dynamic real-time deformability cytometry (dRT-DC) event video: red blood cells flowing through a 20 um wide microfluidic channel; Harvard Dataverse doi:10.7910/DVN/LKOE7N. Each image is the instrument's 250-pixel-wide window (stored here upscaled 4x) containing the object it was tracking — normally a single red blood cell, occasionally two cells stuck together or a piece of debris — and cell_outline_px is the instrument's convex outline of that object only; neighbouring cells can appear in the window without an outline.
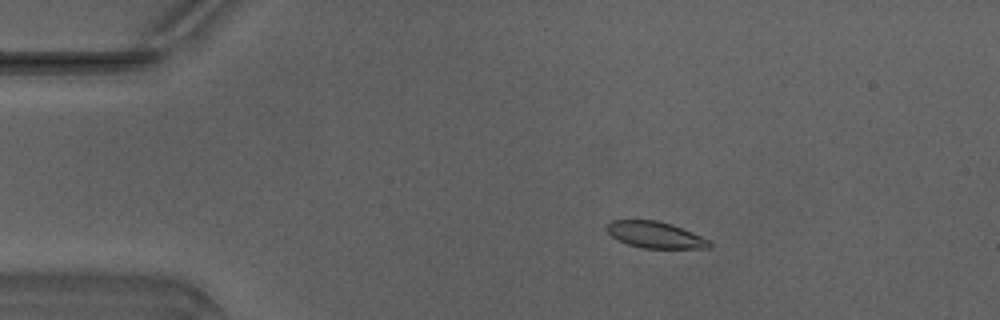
{"species": "Egyptian fruit bat (a non-hibernating species)", "species_latin": "Rousettus aegyptiacus", "temperature_condition": "warm", "stored_images_in_passage": 41, "camera_frame_rate_fps": 3000, "um_per_image_px": 0.085, "animal": {"sex": "male"}, "frame": {"image": 1, "passage_image": 1, "time_ms": 0.0, "image_size_px": [1000, 320], "cell_outline_px": [[712, 244], [708, 248], [640, 248], [628, 244], [612, 236], [608, 232], [608, 224], [612, 220], [656, 220], [672, 224], [712, 240]], "centroid_in_image_um": [55.75, 19.96], "position_along_channel_um": 29.2, "area_um2": 15.72}}
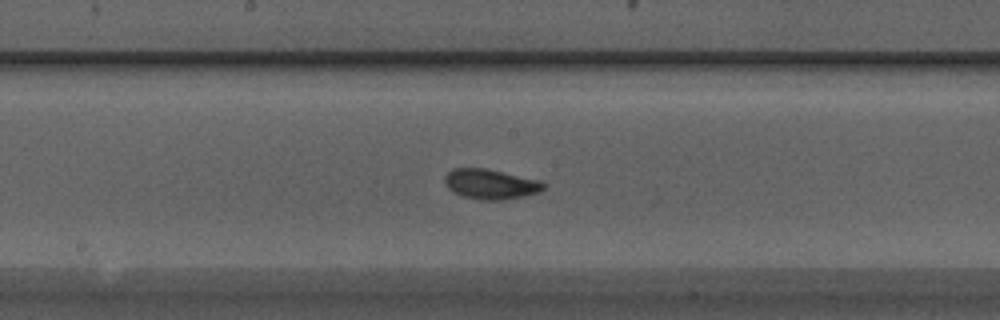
{"frame": {"image": 2, "passage_image": 18, "time_ms": 5.667, "image_size_px": [1000, 320], "cell_outline_px": [[548, 184], [540, 192], [524, 196], [500, 200], [480, 200], [464, 196], [448, 188], [444, 184], [444, 176], [452, 168], [488, 168], [540, 180]], "centroid_in_image_um": [41.73, 15.63], "position_along_channel_um": 206.5, "area_um2": 17.46}}
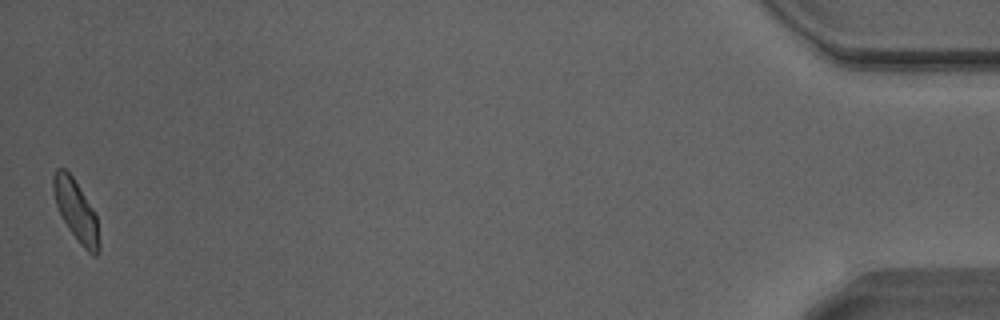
{"frame": {"image": 3, "passage_image": 41, "time_ms": 13.333, "image_size_px": [1000, 320], "cell_outline_px": [[100, 252], [96, 256], [92, 256], [80, 244], [68, 228], [56, 204], [52, 188], [52, 176], [56, 168], [64, 168], [72, 176], [92, 208], [96, 216], [100, 244]], "centroid_in_image_um": [6.47, 17.93], "position_along_channel_um": 428.7, "area_um2": 16.13}, "authors_computed_cell_mechanics": {"area_um2": 16.3574, "velocity_mm_per_s": 4.1688, "shape_relaxation_time_tau1_ms": 1.3006, "shape_relaxation_time_tau2_ms": 3.2548, "deformation_change_tau1": 0.0973, "deformation_change_tau2": 0.0714}}